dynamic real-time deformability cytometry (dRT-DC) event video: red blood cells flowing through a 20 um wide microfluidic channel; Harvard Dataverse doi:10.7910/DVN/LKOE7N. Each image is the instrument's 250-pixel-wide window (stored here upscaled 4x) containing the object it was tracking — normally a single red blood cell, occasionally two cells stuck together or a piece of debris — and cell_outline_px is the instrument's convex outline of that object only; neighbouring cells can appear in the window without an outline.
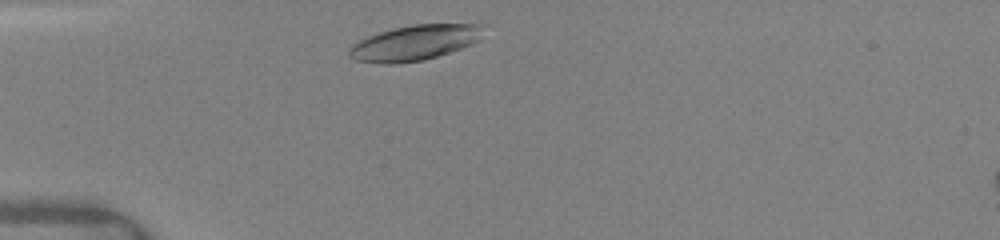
{"species": "human", "species_latin": "Homo sapiens", "temperature_condition": "warm", "stored_images_in_passage": 6, "camera_frame_rate_fps": 3000, "um_per_image_px": 0.085, "donor": {"sex": "female"}, "frame": {"image": 1, "passage_image": 3, "time_ms": 0.333, "image_size_px": [1000, 240], "cell_outline_px": [[484, 24], [480, 40], [472, 44], [424, 60], [392, 64], [380, 64], [356, 60], [348, 56], [348, 48], [352, 44], [368, 36], [392, 28], [412, 24]], "centroid_in_image_um": [35.22, 3.63], "position_along_channel_um": 49.8, "area_um2": 27.63}}